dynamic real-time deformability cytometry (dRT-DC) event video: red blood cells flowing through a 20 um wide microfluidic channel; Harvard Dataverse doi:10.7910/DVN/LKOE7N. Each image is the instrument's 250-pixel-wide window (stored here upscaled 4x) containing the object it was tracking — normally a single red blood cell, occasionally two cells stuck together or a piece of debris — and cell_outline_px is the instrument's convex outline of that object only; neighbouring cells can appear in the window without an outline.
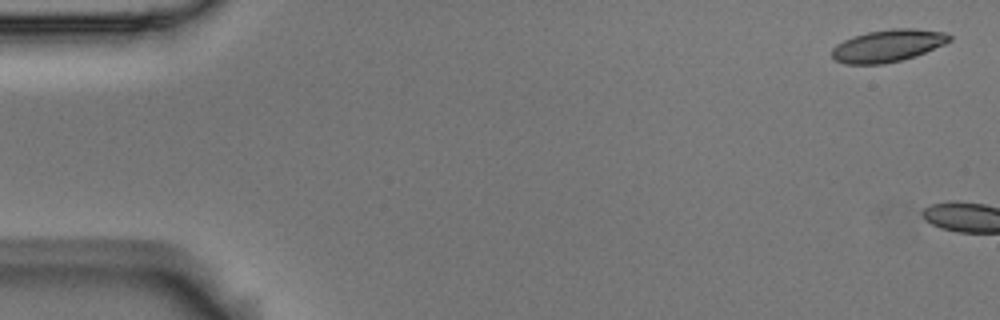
{"species": "Egyptian fruit bat (a non-hibernating species)", "species_latin": "Rousettus aegyptiacus", "temperature_condition": "room temperature", "stored_images_in_passage": 5, "camera_frame_rate_fps": 3000, "um_per_image_px": 0.085, "animal": {"sex": "male"}, "frame": {"image": 1, "passage_image": 1, "time_ms": 0.0, "image_size_px": [1000, 320], "cell_outline_px": [[952, 40], [944, 44], [916, 56], [884, 64], [844, 64], [836, 60], [832, 56], [832, 48], [836, 44], [852, 36], [868, 32], [892, 28], [916, 28], [944, 32], [952, 36]], "centroid_in_image_um": [75.47, 3.88], "position_along_channel_um": 9.5, "area_um2": 22.2}}
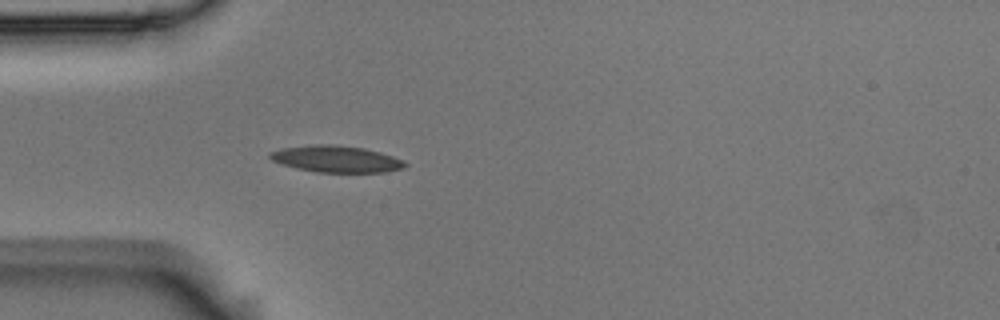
{"frame": {"image": 2, "passage_image": 5, "time_ms": 1.333, "image_size_px": [1000, 320], "cell_outline_px": [[408, 164], [404, 168], [388, 172], [316, 172], [296, 168], [280, 164], [272, 160], [268, 156], [268, 152], [280, 148], [312, 144], [336, 144], [364, 148], [380, 152], [404, 160]], "centroid_in_image_um": [28.56, 13.51], "position_along_channel_um": 56.4, "area_um2": 21.27}}